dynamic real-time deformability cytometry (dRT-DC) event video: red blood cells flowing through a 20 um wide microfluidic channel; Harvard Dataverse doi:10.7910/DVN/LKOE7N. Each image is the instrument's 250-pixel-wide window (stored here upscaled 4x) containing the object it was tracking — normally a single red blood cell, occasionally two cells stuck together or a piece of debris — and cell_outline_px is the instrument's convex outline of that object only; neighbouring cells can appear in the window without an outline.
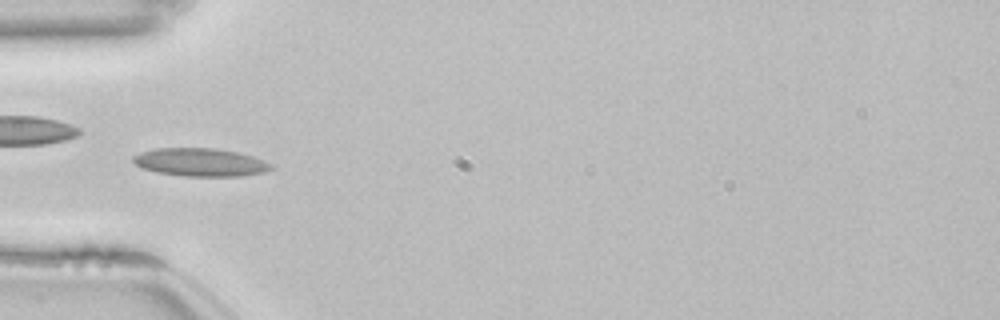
{"species": "common noctule bat (a hibernating species)", "species_latin": "Nyctalus noctula", "temperature_condition": "room temperature", "stored_images_in_passage": 52, "camera_frame_rate_fps": 3000, "um_per_image_px": 0.085, "animal": {"sex": "female", "body_mass_g": 22.7, "forearm_length_mm": 54.2}, "frame": {"image": 1, "passage_image": 16, "time_ms": 5.0, "image_size_px": [1000, 320], "cell_outline_px": [[276, 168], [264, 172], [240, 176], [184, 176], [156, 172], [140, 168], [132, 164], [132, 156], [140, 152], [156, 148], [216, 148], [240, 152], [264, 160], [272, 164]], "centroid_in_image_um": [17.01, 13.79], "position_along_channel_um": 68.0, "area_um2": 22.95}, "authors_computed_cell_mechanics": {"area_um2": 21.3571, "velocity_mm_per_s": 3.8387, "shape_relaxation_time_tau1_ms": null, "shape_relaxation_time_tau2_ms": 2.316, "deformation_change_tau1": null, "deformation_change_tau2": 0.079}}